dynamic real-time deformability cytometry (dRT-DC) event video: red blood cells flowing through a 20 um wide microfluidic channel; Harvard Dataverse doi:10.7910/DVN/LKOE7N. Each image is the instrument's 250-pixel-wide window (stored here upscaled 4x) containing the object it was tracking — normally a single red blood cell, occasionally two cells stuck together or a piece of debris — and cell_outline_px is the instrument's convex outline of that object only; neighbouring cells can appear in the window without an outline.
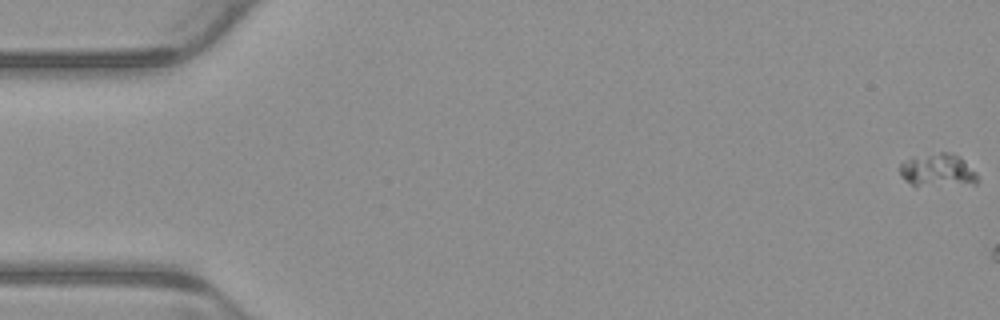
{"species": "common noctule bat (a hibernating species)", "species_latin": "Nyctalus noctula", "temperature_condition": "warm", "stored_images_in_passage": 3, "camera_frame_rate_fps": 3000, "um_per_image_px": 0.085, "animal": {"sex": "male", "body_mass_g": 23.1, "forearm_length_mm": 52.7}, "frame": {"image": 1, "passage_image": 1, "time_ms": 0.0, "image_size_px": [1000, 320], "cell_outline_px": [[976, 184], [916, 188], [904, 180], [900, 176], [900, 164], [912, 156], [940, 152], [948, 152], [960, 156], [976, 172]], "centroid_in_image_um": [79.66, 14.51], "position_along_channel_um": 5.3, "area_um2": 15.61}}